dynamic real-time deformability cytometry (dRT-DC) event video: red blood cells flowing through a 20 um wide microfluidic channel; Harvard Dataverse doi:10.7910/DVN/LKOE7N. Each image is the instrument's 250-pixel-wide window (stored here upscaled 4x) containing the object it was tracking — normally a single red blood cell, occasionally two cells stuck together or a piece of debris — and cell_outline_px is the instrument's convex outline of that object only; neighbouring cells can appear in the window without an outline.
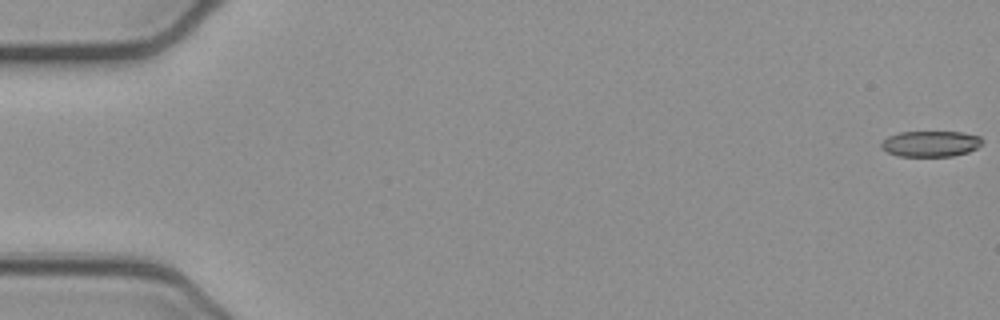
{"species": "common noctule bat (a hibernating species)", "species_latin": "Nyctalus noctula", "temperature_condition": "cold", "stored_images_in_passage": 48, "camera_frame_rate_fps": 3000, "um_per_image_px": 0.085, "animal": {"sex": "female", "body_mass_g": 21.9}, "frame": {"image": 1, "passage_image": 1, "time_ms": 0.0, "image_size_px": [1000, 320], "cell_outline_px": [[984, 140], [976, 148], [968, 152], [952, 156], [896, 156], [880, 148], [880, 144], [888, 136], [900, 132], [964, 132], [980, 136]], "centroid_in_image_um": [79.1, 12.22], "position_along_channel_um": 5.9, "area_um2": 15.26}}
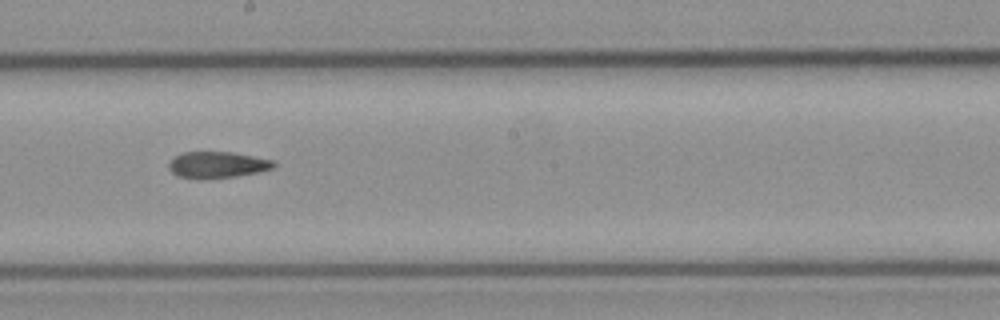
{"frame": {"image": 2, "passage_image": 30, "time_ms": 9.667, "image_size_px": [1000, 320], "cell_outline_px": [[276, 164], [272, 168], [256, 172], [236, 176], [200, 180], [176, 176], [168, 168], [168, 164], [180, 152], [232, 152], [272, 160]], "centroid_in_image_um": [18.41, 14.02], "position_along_channel_um": 229.8, "area_um2": 16.13}}
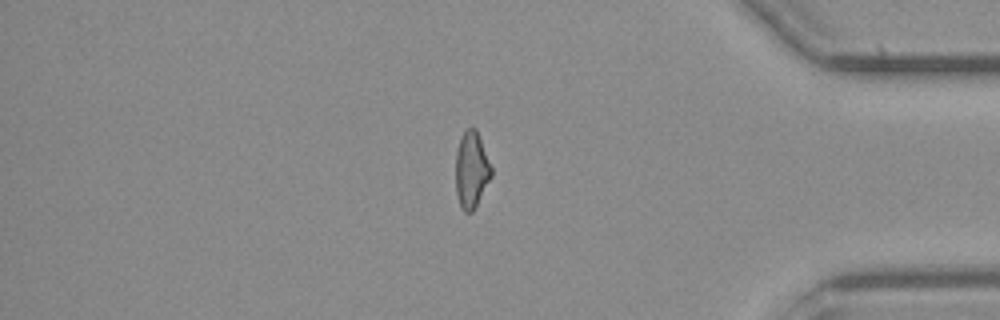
{"frame": {"image": 3, "passage_image": 45, "time_ms": 14.667, "image_size_px": [1000, 320], "cell_outline_px": [[492, 176], [472, 212], [464, 212], [460, 208], [456, 192], [456, 152], [460, 140], [464, 132], [468, 128], [476, 128], [492, 168]], "centroid_in_image_um": [40.07, 14.46], "position_along_channel_um": 395.1, "area_um2": 15.72}}